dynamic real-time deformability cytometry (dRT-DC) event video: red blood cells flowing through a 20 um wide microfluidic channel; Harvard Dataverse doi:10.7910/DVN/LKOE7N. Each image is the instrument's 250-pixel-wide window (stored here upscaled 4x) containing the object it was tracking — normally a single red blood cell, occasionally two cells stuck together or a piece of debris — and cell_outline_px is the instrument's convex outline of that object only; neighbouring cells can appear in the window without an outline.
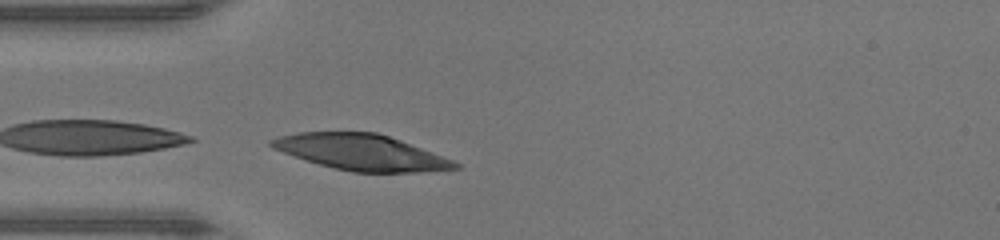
{"species": "human", "species_latin": "Homo sapiens", "temperature_condition": "warm", "stored_images_in_passage": 2, "camera_frame_rate_fps": 3000, "um_per_image_px": 0.085, "donor": {"sex": "male"}, "frame": {"image": 1, "passage_image": 2, "time_ms": 0.333, "image_size_px": [1000, 240], "cell_outline_px": [[460, 168], [420, 172], [352, 172], [320, 164], [272, 148], [268, 144], [268, 140], [280, 136], [296, 132], [376, 132], [400, 140], [452, 160], [460, 164]], "centroid_in_image_um": [30.69, 12.94], "position_along_channel_um": 54.3, "area_um2": 37.74}}